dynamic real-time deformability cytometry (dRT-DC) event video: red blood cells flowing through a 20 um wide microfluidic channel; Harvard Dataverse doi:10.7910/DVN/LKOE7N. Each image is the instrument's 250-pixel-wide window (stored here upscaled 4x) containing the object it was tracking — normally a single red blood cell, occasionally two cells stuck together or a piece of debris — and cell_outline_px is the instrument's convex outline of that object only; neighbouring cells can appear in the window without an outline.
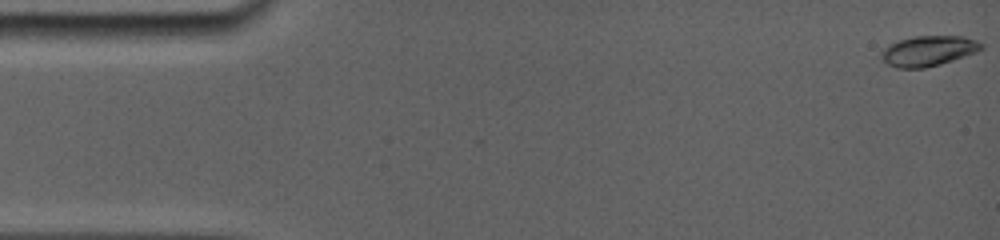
{"species": "common noctule bat (a hibernating species)", "species_latin": "Nyctalus noctula", "temperature_condition": "room temperature", "stored_images_in_passage": 9, "camera_frame_rate_fps": 5000, "um_per_image_px": 0.085, "animal": {"sex": "female", "body_mass_g": 19.0, "forearm_length_mm": 56.7}, "frame": {"image": 1, "passage_image": 1, "time_ms": 0.0, "image_size_px": [1000, 240], "cell_outline_px": [[984, 48], [976, 52], [940, 64], [924, 68], [896, 68], [888, 64], [880, 56], [880, 52], [888, 44], [900, 40], [916, 36], [964, 36], [976, 40], [984, 44]], "centroid_in_image_um": [78.91, 4.32], "position_along_channel_um": 6.1, "area_um2": 17.63}}
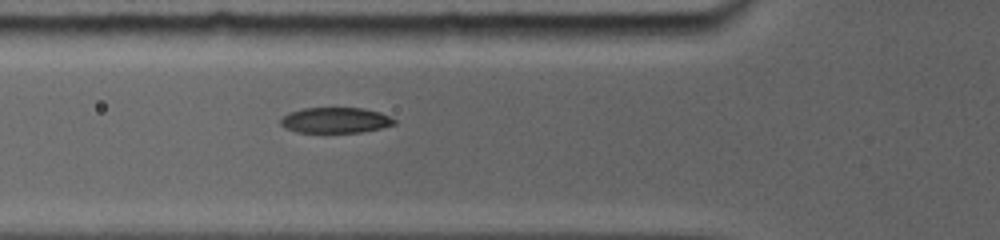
{"frame": {"image": 2, "passage_image": 8, "time_ms": 5.8, "image_size_px": [1000, 240], "cell_outline_px": [[396, 124], [380, 128], [360, 132], [300, 132], [288, 128], [280, 124], [280, 120], [284, 116], [292, 112], [304, 108], [364, 108], [380, 112], [396, 120]], "centroid_in_image_um": [28.56, 10.21], "position_along_channel_um": 97.2, "area_um2": 16.65}}
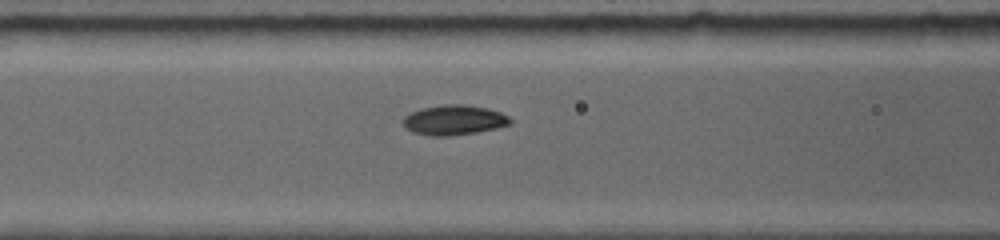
{"frame": {"image": 3, "passage_image": 9, "time_ms": 6.6, "image_size_px": [1000, 240], "cell_outline_px": [[512, 124], [472, 132], [444, 136], [436, 136], [416, 132], [408, 128], [404, 124], [404, 116], [420, 108], [440, 104], [464, 104], [488, 108], [500, 112], [508, 116], [512, 120]], "centroid_in_image_um": [38.61, 10.16], "position_along_channel_um": 128.0, "area_um2": 18.26}}